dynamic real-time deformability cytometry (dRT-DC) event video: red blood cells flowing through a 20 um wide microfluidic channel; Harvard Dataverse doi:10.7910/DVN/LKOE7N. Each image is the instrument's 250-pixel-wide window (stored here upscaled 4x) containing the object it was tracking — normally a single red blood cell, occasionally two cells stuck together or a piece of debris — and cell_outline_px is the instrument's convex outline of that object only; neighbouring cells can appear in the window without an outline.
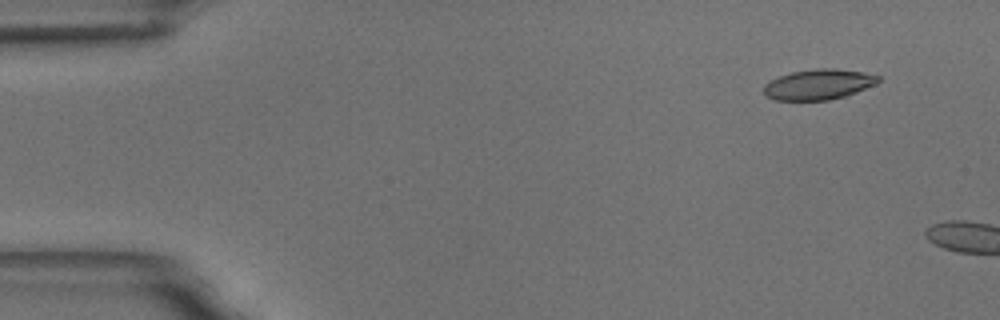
{"species": "common noctule bat (a hibernating species)", "species_latin": "Nyctalus noctula", "temperature_condition": "room temperature", "stored_images_in_passage": 2, "camera_frame_rate_fps": 3000, "um_per_image_px": 0.085, "animal": {"sex": "male", "body_mass_g": 18.8}, "frame": {"image": 1, "passage_image": 1, "time_ms": 0.0, "image_size_px": [1000, 320], "cell_outline_px": [[880, 80], [876, 84], [856, 92], [844, 96], [828, 100], [776, 100], [768, 96], [764, 92], [764, 84], [780, 76], [792, 72], [816, 68], [836, 68], [864, 72], [880, 76]], "centroid_in_image_um": [69.61, 7.16], "position_along_channel_um": 15.4, "area_um2": 20.17}}